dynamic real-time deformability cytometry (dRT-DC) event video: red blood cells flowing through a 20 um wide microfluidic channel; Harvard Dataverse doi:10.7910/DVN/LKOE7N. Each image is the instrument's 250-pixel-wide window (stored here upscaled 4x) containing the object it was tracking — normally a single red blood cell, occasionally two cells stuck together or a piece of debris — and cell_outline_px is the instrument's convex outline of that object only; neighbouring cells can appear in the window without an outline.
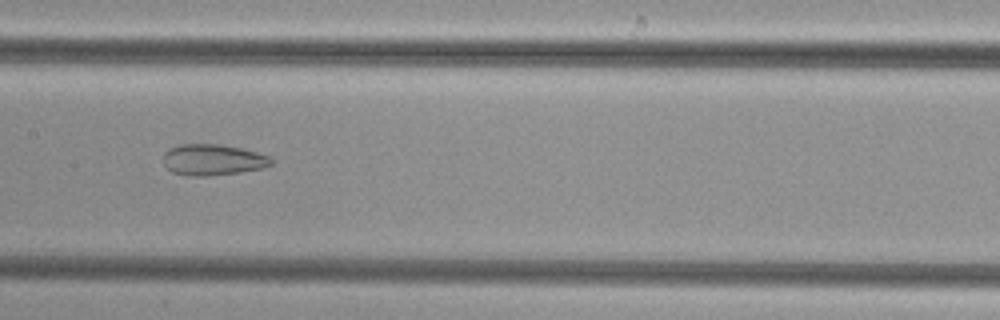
{"species": "common noctule bat (a hibernating species)", "species_latin": "Nyctalus noctula", "temperature_condition": "cold", "stored_images_in_passage": 44, "camera_frame_rate_fps": 3000, "um_per_image_px": 0.085, "animal": {"sex": "female", "body_mass_g": 29.2, "forearm_length_mm": 56.3}, "frame": {"image": 1, "passage_image": 21, "time_ms": 6.667, "image_size_px": [1000, 320], "cell_outline_px": [[272, 164], [264, 168], [240, 172], [208, 176], [188, 176], [172, 172], [164, 164], [164, 152], [168, 148], [180, 144], [220, 144], [240, 148], [256, 152], [268, 156], [272, 160]], "centroid_in_image_um": [18.07, 13.58], "position_along_channel_um": 189.3, "area_um2": 19.59}}
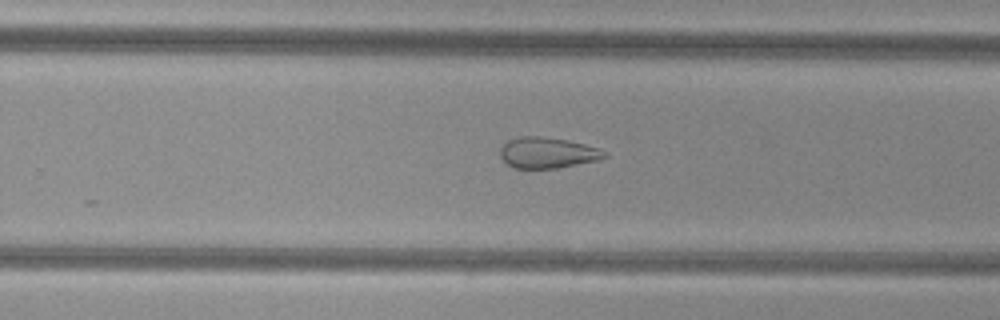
{"frame": {"image": 2, "passage_image": 28, "time_ms": 9.0, "image_size_px": [1000, 320], "cell_outline_px": [[608, 156], [596, 160], [556, 168], [512, 168], [500, 156], [500, 148], [508, 140], [520, 136], [540, 136], [568, 140], [584, 144], [608, 152]], "centroid_in_image_um": [46.51, 12.97], "position_along_channel_um": 283.3, "area_um2": 18.61}}
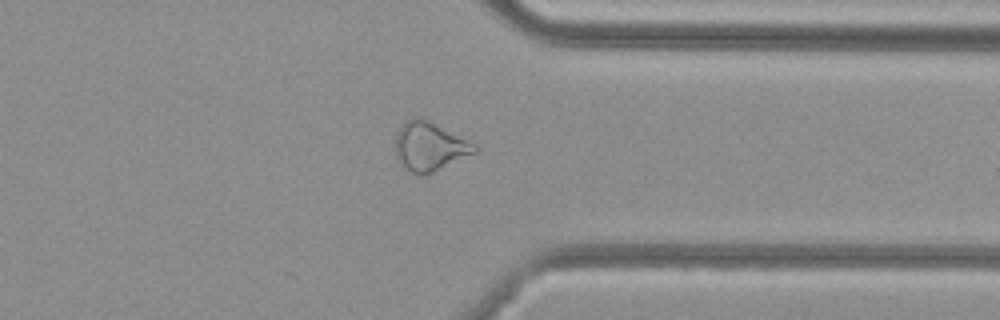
{"frame": {"image": 3, "passage_image": 35, "time_ms": 11.333, "image_size_px": [1000, 320], "cell_outline_px": [[480, 148], [476, 152], [432, 172], [412, 172], [404, 168], [400, 164], [396, 156], [396, 132], [404, 120], [412, 116], [420, 116], [476, 144]], "centroid_in_image_um": [36.49, 12.39], "position_along_channel_um": 374.9, "area_um2": 22.31}}